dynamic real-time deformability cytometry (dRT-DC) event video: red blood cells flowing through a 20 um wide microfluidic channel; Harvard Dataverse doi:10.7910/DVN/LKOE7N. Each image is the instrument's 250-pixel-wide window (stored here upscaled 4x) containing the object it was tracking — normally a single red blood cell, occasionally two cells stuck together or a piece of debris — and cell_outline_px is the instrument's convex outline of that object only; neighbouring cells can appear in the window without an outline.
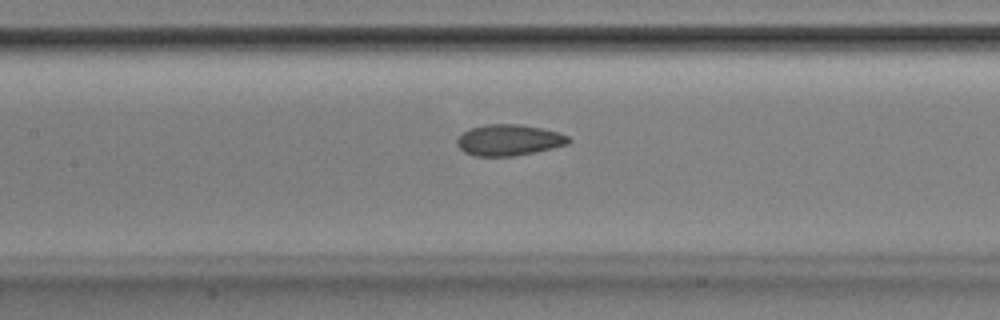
{"species": "Egyptian fruit bat (a non-hibernating species)", "species_latin": "Rousettus aegyptiacus", "temperature_condition": "room temperature", "stored_images_in_passage": 53, "camera_frame_rate_fps": 3000, "um_per_image_px": 0.085, "animal": {"sex": "male"}, "frame": {"image": 1, "passage_image": 25, "time_ms": 8.0, "image_size_px": [1000, 320], "cell_outline_px": [[572, 140], [568, 144], [536, 152], [512, 156], [476, 156], [464, 152], [456, 144], [456, 140], [464, 132], [472, 128], [488, 124], [520, 124], [560, 132], [568, 136]], "centroid_in_image_um": [43.28, 11.91], "position_along_channel_um": 164.1, "area_um2": 20.17}}
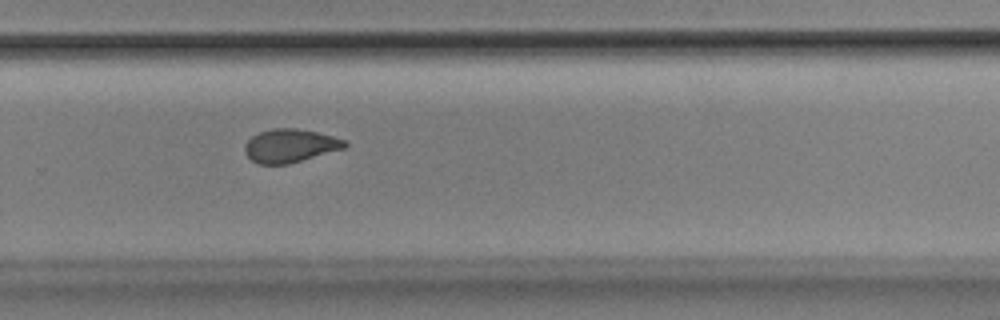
{"frame": {"image": 2, "passage_image": 36, "time_ms": 11.667, "image_size_px": [1000, 320], "cell_outline_px": [[348, 144], [344, 148], [288, 164], [256, 164], [244, 152], [244, 144], [252, 136], [260, 132], [272, 128], [296, 128], [316, 132], [348, 140]], "centroid_in_image_um": [24.64, 12.38], "position_along_channel_um": 305.2, "area_um2": 19.42}}
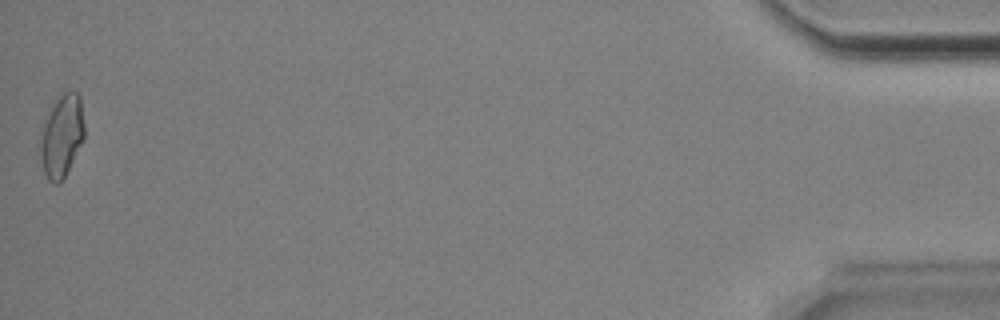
{"frame": {"image": 3, "passage_image": 53, "time_ms": 17.333, "image_size_px": [1000, 320], "cell_outline_px": [[84, 140], [60, 184], [56, 184], [48, 180], [44, 172], [40, 160], [40, 140], [48, 108], [60, 92], [76, 92], [80, 96], [84, 124]], "centroid_in_image_um": [5.24, 11.53], "position_along_channel_um": 430.0, "area_um2": 21.44}, "authors_computed_cell_mechanics": {"area_um2": 20.5768, "velocity_mm_per_s": 3.8673, "shape_relaxation_time_tau1_ms": 3.8153, "shape_relaxation_time_tau2_ms": 1.5985, "deformation_change_tau1": 0.1071, "deformation_change_tau2": 0.0781}}